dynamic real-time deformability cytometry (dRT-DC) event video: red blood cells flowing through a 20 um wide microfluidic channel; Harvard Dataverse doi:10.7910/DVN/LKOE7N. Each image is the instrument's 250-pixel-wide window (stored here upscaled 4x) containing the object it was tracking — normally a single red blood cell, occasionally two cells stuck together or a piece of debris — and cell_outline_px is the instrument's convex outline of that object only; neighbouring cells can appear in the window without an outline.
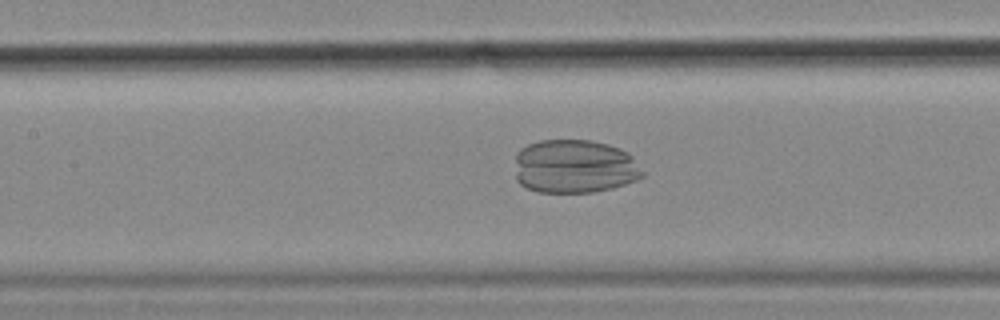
{"species": "common noctule bat (a hibernating species)", "species_latin": "Nyctalus noctula", "temperature_condition": "cold", "stored_images_in_passage": 56, "camera_frame_rate_fps": 3000, "um_per_image_px": 0.085, "animal": {"sex": "female", "body_mass_g": 18.4}, "frame": {"image": 1, "passage_image": 25, "time_ms": 8.0, "image_size_px": [1000, 320], "cell_outline_px": [[644, 176], [636, 180], [612, 188], [592, 192], [536, 192], [520, 184], [516, 180], [516, 152], [520, 148], [528, 144], [540, 140], [592, 140], [608, 144], [620, 148], [628, 152], [632, 156], [644, 172]], "centroid_in_image_um": [48.83, 14.14], "position_along_channel_um": 158.6, "area_um2": 40.23}}
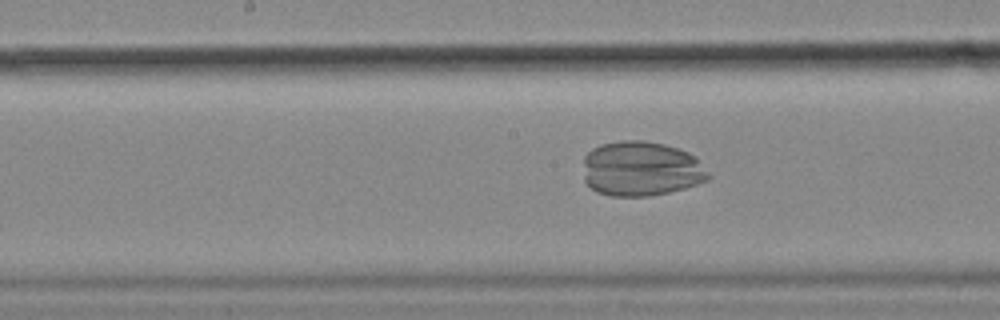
{"frame": {"image": 2, "passage_image": 28, "time_ms": 9.0, "image_size_px": [1000, 320], "cell_outline_px": [[712, 176], [708, 180], [684, 188], [668, 192], [648, 196], [612, 196], [596, 192], [584, 180], [584, 156], [592, 148], [600, 144], [620, 140], [644, 140], [664, 144], [688, 152], [696, 156]], "centroid_in_image_um": [54.5, 14.34], "position_along_channel_um": 193.7, "area_um2": 40.29}}
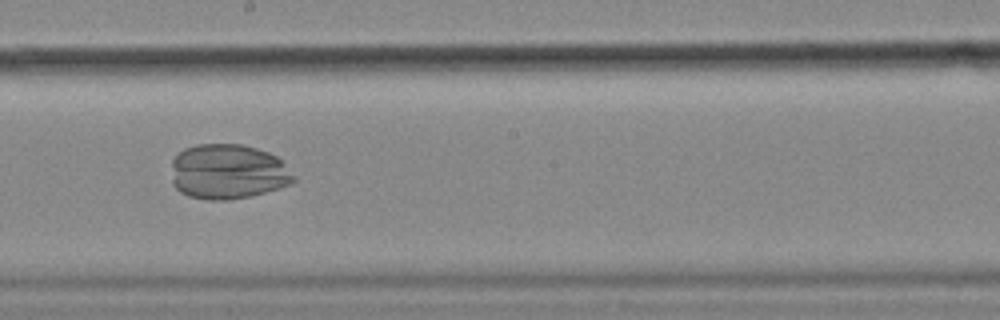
{"frame": {"image": 3, "passage_image": 31, "time_ms": 10.0, "image_size_px": [1000, 320], "cell_outline_px": [[296, 180], [292, 184], [252, 196], [228, 200], [208, 200], [188, 196], [180, 192], [172, 184], [172, 160], [184, 148], [196, 144], [244, 144], [268, 152], [276, 156], [296, 176]], "centroid_in_image_um": [19.38, 14.6], "position_along_channel_um": 228.8, "area_um2": 39.59}}